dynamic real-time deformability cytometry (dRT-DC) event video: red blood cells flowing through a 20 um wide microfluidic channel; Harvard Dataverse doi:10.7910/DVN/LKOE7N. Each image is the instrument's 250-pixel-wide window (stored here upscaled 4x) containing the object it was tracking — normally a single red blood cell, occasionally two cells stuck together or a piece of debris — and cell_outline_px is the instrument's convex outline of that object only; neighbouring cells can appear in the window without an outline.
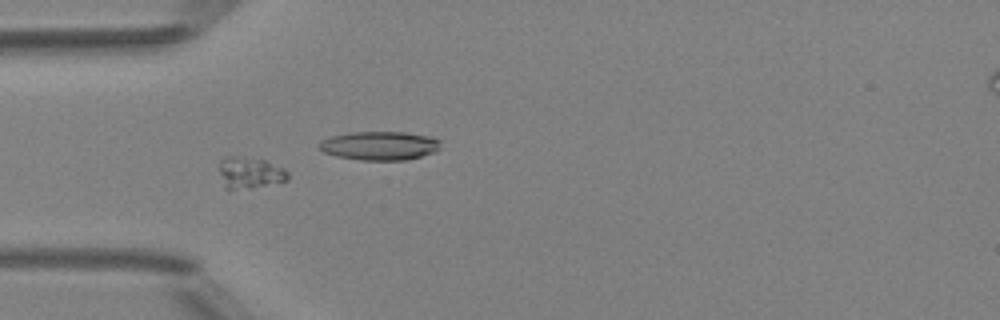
{"species": "Egyptian fruit bat (a non-hibernating species)", "species_latin": "Rousettus aegyptiacus", "temperature_condition": "room temperature", "stored_images_in_passage": 8, "camera_frame_rate_fps": 3000, "um_per_image_px": 0.085, "animal": {"sex": "female"}, "frame": {"image": 1, "passage_image": 4, "time_ms": 3.667, "image_size_px": [1000, 320], "cell_outline_px": [[288, 180], [252, 188], [224, 188], [220, 172], [220, 160], [224, 156], [240, 156], [264, 160], [284, 168], [288, 172]], "centroid_in_image_um": [21.23, 14.67], "position_along_channel_um": 63.8, "area_um2": 12.48}}